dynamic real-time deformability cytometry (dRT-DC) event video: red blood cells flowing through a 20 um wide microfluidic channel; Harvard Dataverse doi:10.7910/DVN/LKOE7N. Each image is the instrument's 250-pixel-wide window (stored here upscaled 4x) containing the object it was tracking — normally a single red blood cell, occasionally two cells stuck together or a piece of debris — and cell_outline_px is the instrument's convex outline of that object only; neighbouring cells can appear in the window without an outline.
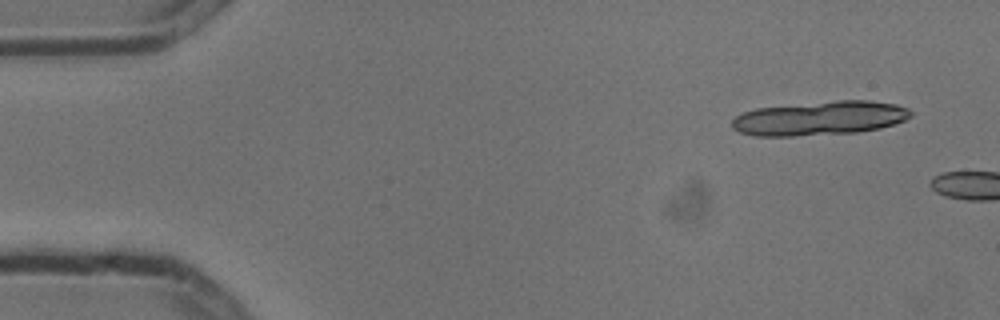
{"species": "common noctule bat (a hibernating species)", "species_latin": "Nyctalus noctula", "temperature_condition": "cold", "stored_images_in_passage": 2, "camera_frame_rate_fps": 3000, "um_per_image_px": 0.085, "animal": {"sex": "male", "body_mass_g": 13.3}, "frame": {"image": 1, "passage_image": 1, "time_ms": 0.0, "image_size_px": [1000, 320], "cell_outline_px": [[912, 116], [904, 120], [880, 128], [856, 132], [792, 136], [752, 136], [740, 132], [732, 128], [732, 120], [736, 116], [744, 112], [756, 108], [836, 100], [868, 100], [896, 104], [908, 108], [912, 112]], "centroid_in_image_um": [69.67, 10.04], "position_along_channel_um": 15.3, "area_um2": 35.49}}